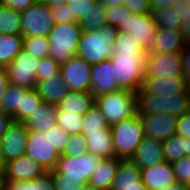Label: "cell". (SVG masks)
<instances>
[{"label": "cell", "instance_id": "6da1fadb", "mask_svg": "<svg viewBox=\"0 0 190 190\" xmlns=\"http://www.w3.org/2000/svg\"><path fill=\"white\" fill-rule=\"evenodd\" d=\"M147 51L129 33L117 31L114 53L110 58L114 80L120 89L137 93L146 71Z\"/></svg>", "mask_w": 190, "mask_h": 190}, {"label": "cell", "instance_id": "7a4b0ae2", "mask_svg": "<svg viewBox=\"0 0 190 190\" xmlns=\"http://www.w3.org/2000/svg\"><path fill=\"white\" fill-rule=\"evenodd\" d=\"M117 28L105 24L94 31H83L76 56L88 64H97L110 59L114 53Z\"/></svg>", "mask_w": 190, "mask_h": 190}, {"label": "cell", "instance_id": "3957f363", "mask_svg": "<svg viewBox=\"0 0 190 190\" xmlns=\"http://www.w3.org/2000/svg\"><path fill=\"white\" fill-rule=\"evenodd\" d=\"M109 127L138 113L137 93L120 89L96 97V104Z\"/></svg>", "mask_w": 190, "mask_h": 190}, {"label": "cell", "instance_id": "277c9868", "mask_svg": "<svg viewBox=\"0 0 190 190\" xmlns=\"http://www.w3.org/2000/svg\"><path fill=\"white\" fill-rule=\"evenodd\" d=\"M83 30L79 22L55 24L48 34L49 57L62 65L76 55Z\"/></svg>", "mask_w": 190, "mask_h": 190}, {"label": "cell", "instance_id": "5b68a950", "mask_svg": "<svg viewBox=\"0 0 190 190\" xmlns=\"http://www.w3.org/2000/svg\"><path fill=\"white\" fill-rule=\"evenodd\" d=\"M114 143L115 156L130 159L145 136L142 120L137 113L128 119L110 127Z\"/></svg>", "mask_w": 190, "mask_h": 190}, {"label": "cell", "instance_id": "8992f818", "mask_svg": "<svg viewBox=\"0 0 190 190\" xmlns=\"http://www.w3.org/2000/svg\"><path fill=\"white\" fill-rule=\"evenodd\" d=\"M138 114L165 113L181 116L190 110L189 93L178 96L137 94Z\"/></svg>", "mask_w": 190, "mask_h": 190}, {"label": "cell", "instance_id": "52a82bcc", "mask_svg": "<svg viewBox=\"0 0 190 190\" xmlns=\"http://www.w3.org/2000/svg\"><path fill=\"white\" fill-rule=\"evenodd\" d=\"M26 155L31 157L47 172L54 170L61 155L51 140V131L29 130L26 143Z\"/></svg>", "mask_w": 190, "mask_h": 190}, {"label": "cell", "instance_id": "ba28073f", "mask_svg": "<svg viewBox=\"0 0 190 190\" xmlns=\"http://www.w3.org/2000/svg\"><path fill=\"white\" fill-rule=\"evenodd\" d=\"M20 13L23 37L48 36L55 25L51 7L40 0Z\"/></svg>", "mask_w": 190, "mask_h": 190}, {"label": "cell", "instance_id": "9c48e42d", "mask_svg": "<svg viewBox=\"0 0 190 190\" xmlns=\"http://www.w3.org/2000/svg\"><path fill=\"white\" fill-rule=\"evenodd\" d=\"M40 59L24 49L20 50L10 65L4 68L10 84L28 89L36 88V72Z\"/></svg>", "mask_w": 190, "mask_h": 190}, {"label": "cell", "instance_id": "30bf717a", "mask_svg": "<svg viewBox=\"0 0 190 190\" xmlns=\"http://www.w3.org/2000/svg\"><path fill=\"white\" fill-rule=\"evenodd\" d=\"M101 160L100 157L89 152L77 157L61 156L54 171L61 172L64 177L71 178L81 184H87Z\"/></svg>", "mask_w": 190, "mask_h": 190}, {"label": "cell", "instance_id": "8fae6325", "mask_svg": "<svg viewBox=\"0 0 190 190\" xmlns=\"http://www.w3.org/2000/svg\"><path fill=\"white\" fill-rule=\"evenodd\" d=\"M156 29L152 13L132 14L117 27V31L129 33L146 51L151 48Z\"/></svg>", "mask_w": 190, "mask_h": 190}, {"label": "cell", "instance_id": "7c38bea8", "mask_svg": "<svg viewBox=\"0 0 190 190\" xmlns=\"http://www.w3.org/2000/svg\"><path fill=\"white\" fill-rule=\"evenodd\" d=\"M91 64L74 56L60 65V72L70 91L91 92Z\"/></svg>", "mask_w": 190, "mask_h": 190}, {"label": "cell", "instance_id": "4fadbf2b", "mask_svg": "<svg viewBox=\"0 0 190 190\" xmlns=\"http://www.w3.org/2000/svg\"><path fill=\"white\" fill-rule=\"evenodd\" d=\"M188 93V81L181 75L173 78L144 76L137 94L178 96Z\"/></svg>", "mask_w": 190, "mask_h": 190}, {"label": "cell", "instance_id": "5bb4252c", "mask_svg": "<svg viewBox=\"0 0 190 190\" xmlns=\"http://www.w3.org/2000/svg\"><path fill=\"white\" fill-rule=\"evenodd\" d=\"M181 75L180 53H147L144 76L173 78Z\"/></svg>", "mask_w": 190, "mask_h": 190}, {"label": "cell", "instance_id": "9a60e30c", "mask_svg": "<svg viewBox=\"0 0 190 190\" xmlns=\"http://www.w3.org/2000/svg\"><path fill=\"white\" fill-rule=\"evenodd\" d=\"M29 130L24 122L13 121L2 137L1 159L4 165L26 155V143Z\"/></svg>", "mask_w": 190, "mask_h": 190}, {"label": "cell", "instance_id": "2e32d148", "mask_svg": "<svg viewBox=\"0 0 190 190\" xmlns=\"http://www.w3.org/2000/svg\"><path fill=\"white\" fill-rule=\"evenodd\" d=\"M5 182H25L41 177L47 171L31 157L24 155L4 165Z\"/></svg>", "mask_w": 190, "mask_h": 190}, {"label": "cell", "instance_id": "e0dca14e", "mask_svg": "<svg viewBox=\"0 0 190 190\" xmlns=\"http://www.w3.org/2000/svg\"><path fill=\"white\" fill-rule=\"evenodd\" d=\"M145 136L164 141L176 134L178 117L165 113L139 115Z\"/></svg>", "mask_w": 190, "mask_h": 190}, {"label": "cell", "instance_id": "ac0fdd59", "mask_svg": "<svg viewBox=\"0 0 190 190\" xmlns=\"http://www.w3.org/2000/svg\"><path fill=\"white\" fill-rule=\"evenodd\" d=\"M110 190H149L141 180V169L131 159H120Z\"/></svg>", "mask_w": 190, "mask_h": 190}, {"label": "cell", "instance_id": "d6986e66", "mask_svg": "<svg viewBox=\"0 0 190 190\" xmlns=\"http://www.w3.org/2000/svg\"><path fill=\"white\" fill-rule=\"evenodd\" d=\"M118 90H120V87L114 80L110 59L91 66V93L95 97Z\"/></svg>", "mask_w": 190, "mask_h": 190}, {"label": "cell", "instance_id": "ffe728a7", "mask_svg": "<svg viewBox=\"0 0 190 190\" xmlns=\"http://www.w3.org/2000/svg\"><path fill=\"white\" fill-rule=\"evenodd\" d=\"M140 169L153 167L165 161L162 141L144 136L134 155L130 158Z\"/></svg>", "mask_w": 190, "mask_h": 190}, {"label": "cell", "instance_id": "44dd1931", "mask_svg": "<svg viewBox=\"0 0 190 190\" xmlns=\"http://www.w3.org/2000/svg\"><path fill=\"white\" fill-rule=\"evenodd\" d=\"M141 180L149 190H159L161 187L177 182L173 166L167 161L141 169Z\"/></svg>", "mask_w": 190, "mask_h": 190}, {"label": "cell", "instance_id": "7402d4cb", "mask_svg": "<svg viewBox=\"0 0 190 190\" xmlns=\"http://www.w3.org/2000/svg\"><path fill=\"white\" fill-rule=\"evenodd\" d=\"M185 39L181 30L156 29L155 37L148 53H180Z\"/></svg>", "mask_w": 190, "mask_h": 190}, {"label": "cell", "instance_id": "603a6c76", "mask_svg": "<svg viewBox=\"0 0 190 190\" xmlns=\"http://www.w3.org/2000/svg\"><path fill=\"white\" fill-rule=\"evenodd\" d=\"M35 89L44 102L54 106H57L70 92L60 71L47 80L38 81Z\"/></svg>", "mask_w": 190, "mask_h": 190}, {"label": "cell", "instance_id": "cb8c5ba5", "mask_svg": "<svg viewBox=\"0 0 190 190\" xmlns=\"http://www.w3.org/2000/svg\"><path fill=\"white\" fill-rule=\"evenodd\" d=\"M86 152L94 154L101 159L114 158V143L111 128H103L101 131L90 132L86 136Z\"/></svg>", "mask_w": 190, "mask_h": 190}, {"label": "cell", "instance_id": "d4e9b609", "mask_svg": "<svg viewBox=\"0 0 190 190\" xmlns=\"http://www.w3.org/2000/svg\"><path fill=\"white\" fill-rule=\"evenodd\" d=\"M96 104V97L91 92L70 91L57 105L65 113L85 115Z\"/></svg>", "mask_w": 190, "mask_h": 190}, {"label": "cell", "instance_id": "484cf974", "mask_svg": "<svg viewBox=\"0 0 190 190\" xmlns=\"http://www.w3.org/2000/svg\"><path fill=\"white\" fill-rule=\"evenodd\" d=\"M56 111L57 106L43 102L31 116L24 121V124L28 130L48 131L57 125Z\"/></svg>", "mask_w": 190, "mask_h": 190}, {"label": "cell", "instance_id": "4316f807", "mask_svg": "<svg viewBox=\"0 0 190 190\" xmlns=\"http://www.w3.org/2000/svg\"><path fill=\"white\" fill-rule=\"evenodd\" d=\"M28 90V88L19 85L9 84L0 99V110L13 116L14 121L22 122V95H25Z\"/></svg>", "mask_w": 190, "mask_h": 190}, {"label": "cell", "instance_id": "83f0119b", "mask_svg": "<svg viewBox=\"0 0 190 190\" xmlns=\"http://www.w3.org/2000/svg\"><path fill=\"white\" fill-rule=\"evenodd\" d=\"M119 166V158L102 159L92 174L89 184L96 190H110Z\"/></svg>", "mask_w": 190, "mask_h": 190}, {"label": "cell", "instance_id": "f1b7e54d", "mask_svg": "<svg viewBox=\"0 0 190 190\" xmlns=\"http://www.w3.org/2000/svg\"><path fill=\"white\" fill-rule=\"evenodd\" d=\"M23 49V35L0 33V69L10 65L14 57Z\"/></svg>", "mask_w": 190, "mask_h": 190}, {"label": "cell", "instance_id": "f546056e", "mask_svg": "<svg viewBox=\"0 0 190 190\" xmlns=\"http://www.w3.org/2000/svg\"><path fill=\"white\" fill-rule=\"evenodd\" d=\"M0 33L21 34V13L0 3Z\"/></svg>", "mask_w": 190, "mask_h": 190}, {"label": "cell", "instance_id": "4dcf8cb0", "mask_svg": "<svg viewBox=\"0 0 190 190\" xmlns=\"http://www.w3.org/2000/svg\"><path fill=\"white\" fill-rule=\"evenodd\" d=\"M165 161L172 163L187 156V139L180 135H173L162 141Z\"/></svg>", "mask_w": 190, "mask_h": 190}, {"label": "cell", "instance_id": "1f68e13d", "mask_svg": "<svg viewBox=\"0 0 190 190\" xmlns=\"http://www.w3.org/2000/svg\"><path fill=\"white\" fill-rule=\"evenodd\" d=\"M105 24H107L105 6L99 0L94 3V8H91L79 21L83 31H94Z\"/></svg>", "mask_w": 190, "mask_h": 190}, {"label": "cell", "instance_id": "d6a6232c", "mask_svg": "<svg viewBox=\"0 0 190 190\" xmlns=\"http://www.w3.org/2000/svg\"><path fill=\"white\" fill-rule=\"evenodd\" d=\"M56 120L57 125L69 135L82 134V115H77V113H65L61 109H57Z\"/></svg>", "mask_w": 190, "mask_h": 190}, {"label": "cell", "instance_id": "836d02e7", "mask_svg": "<svg viewBox=\"0 0 190 190\" xmlns=\"http://www.w3.org/2000/svg\"><path fill=\"white\" fill-rule=\"evenodd\" d=\"M154 22L159 29L180 30L181 16L177 14L175 8H163L153 13Z\"/></svg>", "mask_w": 190, "mask_h": 190}, {"label": "cell", "instance_id": "e575fe53", "mask_svg": "<svg viewBox=\"0 0 190 190\" xmlns=\"http://www.w3.org/2000/svg\"><path fill=\"white\" fill-rule=\"evenodd\" d=\"M103 128H110L106 123L101 110L95 105L83 115L82 135L86 136L90 132L101 131Z\"/></svg>", "mask_w": 190, "mask_h": 190}, {"label": "cell", "instance_id": "d590c367", "mask_svg": "<svg viewBox=\"0 0 190 190\" xmlns=\"http://www.w3.org/2000/svg\"><path fill=\"white\" fill-rule=\"evenodd\" d=\"M23 49L39 59L48 57L50 49L48 36L23 37Z\"/></svg>", "mask_w": 190, "mask_h": 190}, {"label": "cell", "instance_id": "8d00e7d4", "mask_svg": "<svg viewBox=\"0 0 190 190\" xmlns=\"http://www.w3.org/2000/svg\"><path fill=\"white\" fill-rule=\"evenodd\" d=\"M15 190H56L49 172L31 181L15 182Z\"/></svg>", "mask_w": 190, "mask_h": 190}, {"label": "cell", "instance_id": "74e56055", "mask_svg": "<svg viewBox=\"0 0 190 190\" xmlns=\"http://www.w3.org/2000/svg\"><path fill=\"white\" fill-rule=\"evenodd\" d=\"M43 102L35 88L29 89L25 95H22V122L28 119Z\"/></svg>", "mask_w": 190, "mask_h": 190}, {"label": "cell", "instance_id": "f35d334b", "mask_svg": "<svg viewBox=\"0 0 190 190\" xmlns=\"http://www.w3.org/2000/svg\"><path fill=\"white\" fill-rule=\"evenodd\" d=\"M179 16H181V27L185 41L190 40V0H178L173 7Z\"/></svg>", "mask_w": 190, "mask_h": 190}, {"label": "cell", "instance_id": "ab89813d", "mask_svg": "<svg viewBox=\"0 0 190 190\" xmlns=\"http://www.w3.org/2000/svg\"><path fill=\"white\" fill-rule=\"evenodd\" d=\"M70 142L65 147L61 156L77 157L83 155L87 149L86 137L82 134L69 135Z\"/></svg>", "mask_w": 190, "mask_h": 190}, {"label": "cell", "instance_id": "60d3db41", "mask_svg": "<svg viewBox=\"0 0 190 190\" xmlns=\"http://www.w3.org/2000/svg\"><path fill=\"white\" fill-rule=\"evenodd\" d=\"M105 14L107 19V24L118 27L121 23L130 17L132 13L124 6H107L105 7Z\"/></svg>", "mask_w": 190, "mask_h": 190}, {"label": "cell", "instance_id": "b9f144b4", "mask_svg": "<svg viewBox=\"0 0 190 190\" xmlns=\"http://www.w3.org/2000/svg\"><path fill=\"white\" fill-rule=\"evenodd\" d=\"M60 71V65L51 57L40 59V64L36 72V81L47 80L55 76Z\"/></svg>", "mask_w": 190, "mask_h": 190}, {"label": "cell", "instance_id": "7bdbcfd3", "mask_svg": "<svg viewBox=\"0 0 190 190\" xmlns=\"http://www.w3.org/2000/svg\"><path fill=\"white\" fill-rule=\"evenodd\" d=\"M178 182L190 189V157L186 156L171 163Z\"/></svg>", "mask_w": 190, "mask_h": 190}, {"label": "cell", "instance_id": "ee69618b", "mask_svg": "<svg viewBox=\"0 0 190 190\" xmlns=\"http://www.w3.org/2000/svg\"><path fill=\"white\" fill-rule=\"evenodd\" d=\"M48 172L51 175V179L56 190H81L84 185L71 178L64 177V174L61 172H56L54 170H50Z\"/></svg>", "mask_w": 190, "mask_h": 190}, {"label": "cell", "instance_id": "f6af8a7d", "mask_svg": "<svg viewBox=\"0 0 190 190\" xmlns=\"http://www.w3.org/2000/svg\"><path fill=\"white\" fill-rule=\"evenodd\" d=\"M97 0H69L66 4L72 12V15L80 21L91 8H94V3Z\"/></svg>", "mask_w": 190, "mask_h": 190}, {"label": "cell", "instance_id": "bcb514c9", "mask_svg": "<svg viewBox=\"0 0 190 190\" xmlns=\"http://www.w3.org/2000/svg\"><path fill=\"white\" fill-rule=\"evenodd\" d=\"M53 21L55 24H66L79 22L73 15L67 4L51 7Z\"/></svg>", "mask_w": 190, "mask_h": 190}, {"label": "cell", "instance_id": "7dc6e473", "mask_svg": "<svg viewBox=\"0 0 190 190\" xmlns=\"http://www.w3.org/2000/svg\"><path fill=\"white\" fill-rule=\"evenodd\" d=\"M50 131L52 144L61 155L65 147L70 142L69 134L65 130L61 129L58 125L53 126Z\"/></svg>", "mask_w": 190, "mask_h": 190}, {"label": "cell", "instance_id": "c3c4849f", "mask_svg": "<svg viewBox=\"0 0 190 190\" xmlns=\"http://www.w3.org/2000/svg\"><path fill=\"white\" fill-rule=\"evenodd\" d=\"M132 14L150 13V0H124L123 4Z\"/></svg>", "mask_w": 190, "mask_h": 190}, {"label": "cell", "instance_id": "681fc988", "mask_svg": "<svg viewBox=\"0 0 190 190\" xmlns=\"http://www.w3.org/2000/svg\"><path fill=\"white\" fill-rule=\"evenodd\" d=\"M181 54L182 76L190 81V40L186 41Z\"/></svg>", "mask_w": 190, "mask_h": 190}, {"label": "cell", "instance_id": "f907efd6", "mask_svg": "<svg viewBox=\"0 0 190 190\" xmlns=\"http://www.w3.org/2000/svg\"><path fill=\"white\" fill-rule=\"evenodd\" d=\"M176 134L186 139L190 138V110L178 117Z\"/></svg>", "mask_w": 190, "mask_h": 190}, {"label": "cell", "instance_id": "816d5d0a", "mask_svg": "<svg viewBox=\"0 0 190 190\" xmlns=\"http://www.w3.org/2000/svg\"><path fill=\"white\" fill-rule=\"evenodd\" d=\"M38 0H1V4L8 6L14 10L23 11Z\"/></svg>", "mask_w": 190, "mask_h": 190}, {"label": "cell", "instance_id": "f5cc1de1", "mask_svg": "<svg viewBox=\"0 0 190 190\" xmlns=\"http://www.w3.org/2000/svg\"><path fill=\"white\" fill-rule=\"evenodd\" d=\"M177 2L178 0H150V13L163 8H173Z\"/></svg>", "mask_w": 190, "mask_h": 190}, {"label": "cell", "instance_id": "db71d44e", "mask_svg": "<svg viewBox=\"0 0 190 190\" xmlns=\"http://www.w3.org/2000/svg\"><path fill=\"white\" fill-rule=\"evenodd\" d=\"M13 121V116L5 114L0 110V137H3V135L7 132V129L13 123Z\"/></svg>", "mask_w": 190, "mask_h": 190}, {"label": "cell", "instance_id": "11a10c76", "mask_svg": "<svg viewBox=\"0 0 190 190\" xmlns=\"http://www.w3.org/2000/svg\"><path fill=\"white\" fill-rule=\"evenodd\" d=\"M10 84L7 74L4 69H0V99L5 94L8 85Z\"/></svg>", "mask_w": 190, "mask_h": 190}, {"label": "cell", "instance_id": "9f6ffc18", "mask_svg": "<svg viewBox=\"0 0 190 190\" xmlns=\"http://www.w3.org/2000/svg\"><path fill=\"white\" fill-rule=\"evenodd\" d=\"M159 190H189V188L180 182H175L167 186L161 187Z\"/></svg>", "mask_w": 190, "mask_h": 190}, {"label": "cell", "instance_id": "6f0895ef", "mask_svg": "<svg viewBox=\"0 0 190 190\" xmlns=\"http://www.w3.org/2000/svg\"><path fill=\"white\" fill-rule=\"evenodd\" d=\"M105 7L120 6L124 4V0H99Z\"/></svg>", "mask_w": 190, "mask_h": 190}, {"label": "cell", "instance_id": "680465c9", "mask_svg": "<svg viewBox=\"0 0 190 190\" xmlns=\"http://www.w3.org/2000/svg\"><path fill=\"white\" fill-rule=\"evenodd\" d=\"M50 7L66 4L69 0H40Z\"/></svg>", "mask_w": 190, "mask_h": 190}, {"label": "cell", "instance_id": "91938a15", "mask_svg": "<svg viewBox=\"0 0 190 190\" xmlns=\"http://www.w3.org/2000/svg\"><path fill=\"white\" fill-rule=\"evenodd\" d=\"M5 172L0 170V190L5 186Z\"/></svg>", "mask_w": 190, "mask_h": 190}, {"label": "cell", "instance_id": "94428289", "mask_svg": "<svg viewBox=\"0 0 190 190\" xmlns=\"http://www.w3.org/2000/svg\"><path fill=\"white\" fill-rule=\"evenodd\" d=\"M1 190H15V183H5Z\"/></svg>", "mask_w": 190, "mask_h": 190}, {"label": "cell", "instance_id": "6125c7cd", "mask_svg": "<svg viewBox=\"0 0 190 190\" xmlns=\"http://www.w3.org/2000/svg\"><path fill=\"white\" fill-rule=\"evenodd\" d=\"M81 190H96V189L93 186H91L89 183H87L82 186Z\"/></svg>", "mask_w": 190, "mask_h": 190}, {"label": "cell", "instance_id": "be15d7a7", "mask_svg": "<svg viewBox=\"0 0 190 190\" xmlns=\"http://www.w3.org/2000/svg\"><path fill=\"white\" fill-rule=\"evenodd\" d=\"M187 156L190 157V138L187 139Z\"/></svg>", "mask_w": 190, "mask_h": 190}, {"label": "cell", "instance_id": "e7e4bbea", "mask_svg": "<svg viewBox=\"0 0 190 190\" xmlns=\"http://www.w3.org/2000/svg\"><path fill=\"white\" fill-rule=\"evenodd\" d=\"M0 170H4V163L2 162L1 156H0Z\"/></svg>", "mask_w": 190, "mask_h": 190}, {"label": "cell", "instance_id": "03108f58", "mask_svg": "<svg viewBox=\"0 0 190 190\" xmlns=\"http://www.w3.org/2000/svg\"><path fill=\"white\" fill-rule=\"evenodd\" d=\"M2 137H0V156H1V152H2Z\"/></svg>", "mask_w": 190, "mask_h": 190}, {"label": "cell", "instance_id": "003e7915", "mask_svg": "<svg viewBox=\"0 0 190 190\" xmlns=\"http://www.w3.org/2000/svg\"><path fill=\"white\" fill-rule=\"evenodd\" d=\"M188 93H189V96H190V81L188 82Z\"/></svg>", "mask_w": 190, "mask_h": 190}]
</instances>
